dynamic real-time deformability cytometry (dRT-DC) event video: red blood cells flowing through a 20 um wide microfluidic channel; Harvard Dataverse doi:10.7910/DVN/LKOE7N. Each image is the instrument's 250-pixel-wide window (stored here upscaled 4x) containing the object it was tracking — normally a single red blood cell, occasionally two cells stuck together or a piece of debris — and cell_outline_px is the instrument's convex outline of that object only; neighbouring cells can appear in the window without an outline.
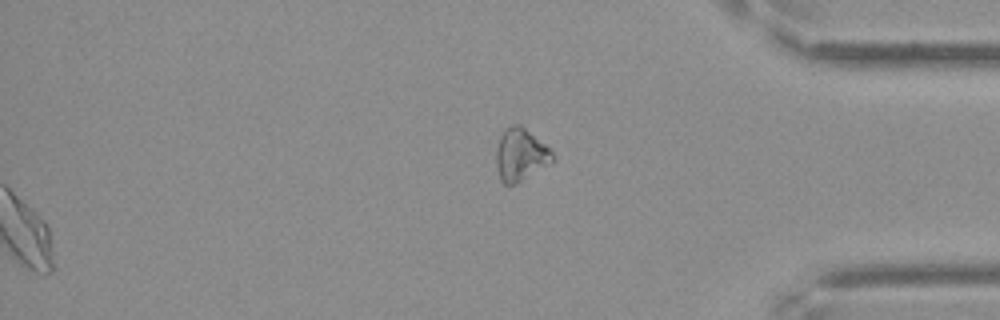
{"species": "Egyptian fruit bat (a non-hibernating species)", "species_latin": "Rousettus aegyptiacus", "temperature_condition": "cold", "stored_images_in_passage": 57, "segment_of_instrument_passage": [2, 2], "camera_frame_rate_fps": 3000, "um_per_image_px": 0.085, "frame": {"image": 1, "passage_image": 57, "time_ms": 18.667, "image_size_px": [1000, 320], "cell_outline_px": [[556, 160], [516, 184], [504, 184], [500, 180], [496, 168], [496, 148], [500, 136], [504, 128], [516, 124], [520, 124], [544, 144], [556, 156]], "centroid_in_image_um": [44.23, 13.16], "position_along_channel_um": 391.0, "area_um2": 17.28}}